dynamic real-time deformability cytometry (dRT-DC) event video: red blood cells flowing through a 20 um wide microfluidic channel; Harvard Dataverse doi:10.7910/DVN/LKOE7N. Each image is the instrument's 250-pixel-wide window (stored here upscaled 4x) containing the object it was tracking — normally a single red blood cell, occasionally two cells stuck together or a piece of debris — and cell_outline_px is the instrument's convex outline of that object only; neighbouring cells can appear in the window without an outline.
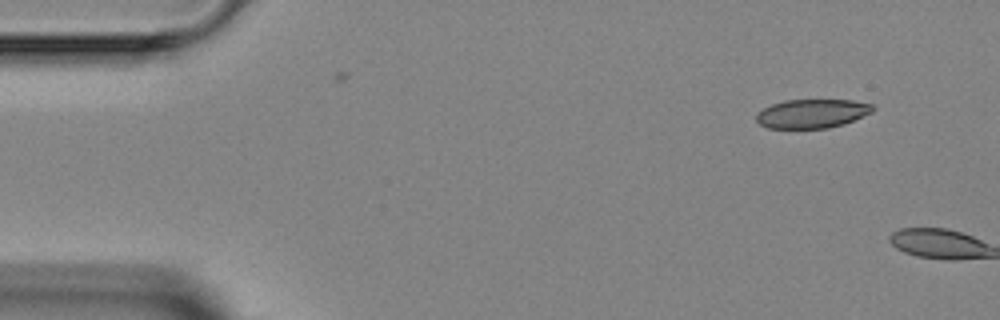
{"species": "Egyptian fruit bat (a non-hibernating species)", "species_latin": "Rousettus aegyptiacus", "temperature_condition": "room temperature", "stored_images_in_passage": 2, "camera_frame_rate_fps": 3000, "um_per_image_px": 0.085, "animal": {"sex": "female"}, "frame": {"image": 1, "passage_image": 1, "time_ms": 0.0, "image_size_px": [1000, 320], "cell_outline_px": [[876, 108], [872, 112], [844, 124], [828, 128], [768, 128], [760, 124], [756, 120], [756, 116], [764, 108], [772, 104], [784, 100], [852, 100], [872, 104]], "centroid_in_image_um": [69.05, 9.65], "position_along_channel_um": 16.0, "area_um2": 19.54}}